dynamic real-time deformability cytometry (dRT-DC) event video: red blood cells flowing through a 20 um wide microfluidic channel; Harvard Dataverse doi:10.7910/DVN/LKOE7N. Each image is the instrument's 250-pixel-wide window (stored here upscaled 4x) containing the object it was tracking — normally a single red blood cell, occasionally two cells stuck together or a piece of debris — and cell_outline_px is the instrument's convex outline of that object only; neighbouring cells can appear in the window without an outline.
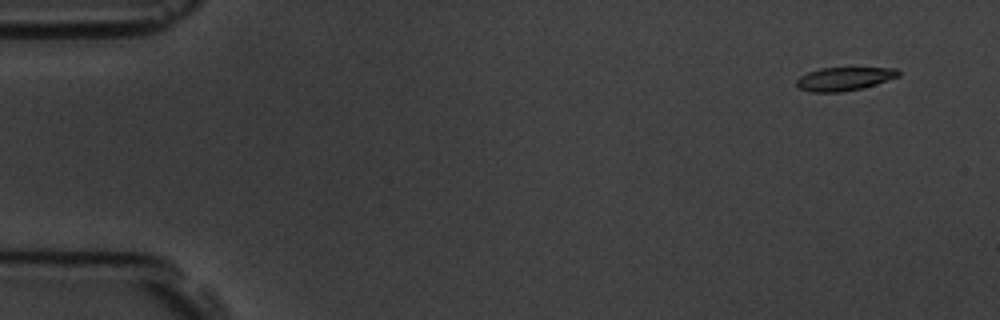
{"species": "common noctule bat (a hibernating species)", "species_latin": "Nyctalus noctula", "temperature_condition": "room temperature", "stored_images_in_passage": 8, "camera_frame_rate_fps": 3000, "um_per_image_px": 0.085, "animal": {"sex": "male", "body_mass_g": 19.5, "forearm_length_mm": 54.6}, "frame": {"image": 1, "passage_image": 1, "time_ms": 0.0, "image_size_px": [1000, 320], "cell_outline_px": [[900, 76], [864, 88], [840, 92], [812, 92], [800, 88], [796, 84], [796, 80], [800, 76], [808, 72], [820, 68], [896, 68], [900, 72]], "centroid_in_image_um": [71.77, 6.7], "position_along_channel_um": 13.2, "area_um2": 13.87}}
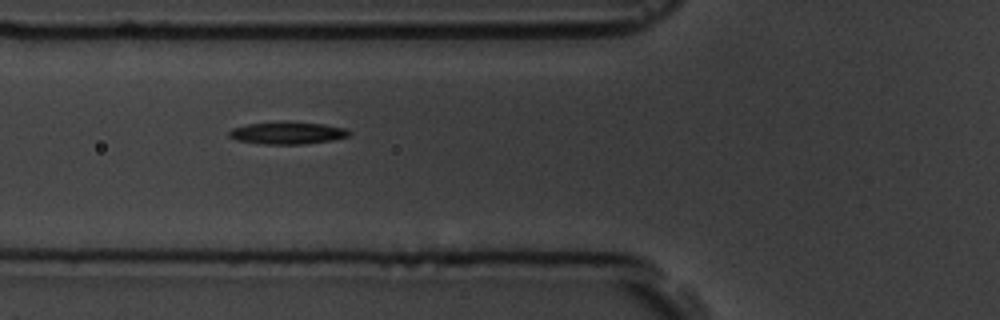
{"frame": {"image": 2, "passage_image": 6, "time_ms": 5.667, "image_size_px": [1000, 320], "cell_outline_px": [[352, 132], [348, 136], [332, 140], [304, 144], [260, 144], [236, 140], [228, 136], [228, 132], [232, 128], [248, 124], [280, 120], [288, 120], [324, 124], [344, 128]], "centroid_in_image_um": [24.4, 11.28], "position_along_channel_um": 101.4, "area_um2": 16.01}}
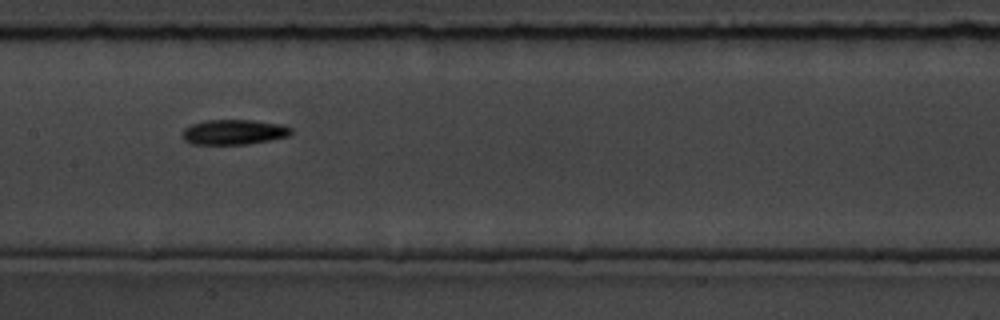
{"frame": {"image": 3, "passage_image": 8, "time_ms": 8.0, "image_size_px": [1000, 320], "cell_outline_px": [[292, 132], [288, 136], [248, 144], [192, 144], [184, 140], [180, 132], [184, 128], [192, 124], [204, 120], [252, 120], [280, 124], [292, 128]], "centroid_in_image_um": [19.83, 11.22], "position_along_channel_um": 187.6, "area_um2": 15.9}}